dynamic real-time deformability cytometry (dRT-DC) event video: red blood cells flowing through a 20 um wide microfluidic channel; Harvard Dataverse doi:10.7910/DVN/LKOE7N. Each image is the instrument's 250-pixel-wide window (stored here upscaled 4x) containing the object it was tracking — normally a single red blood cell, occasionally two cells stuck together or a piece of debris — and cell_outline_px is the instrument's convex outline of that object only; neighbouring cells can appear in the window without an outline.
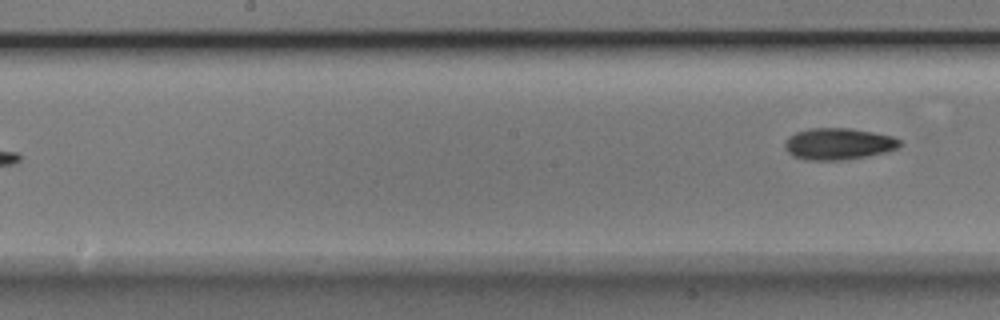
{"species": "Egyptian fruit bat (a non-hibernating species)", "species_latin": "Rousettus aegyptiacus", "temperature_condition": "room temperature", "stored_images_in_passage": 8, "segment_of_instrument_passage": [2, 2], "camera_frame_rate_fps": 3000, "um_per_image_px": 0.085, "animal": {"sex": "male"}, "frame": {"image": 1, "passage_image": 8, "time_ms": 2.333, "image_size_px": [1000, 320], "cell_outline_px": [[904, 144], [896, 148], [884, 152], [864, 156], [840, 160], [808, 160], [792, 156], [784, 148], [784, 144], [788, 136], [796, 132], [812, 128], [852, 128], [892, 136], [900, 140]], "centroid_in_image_um": [71.23, 12.22], "position_along_channel_um": 177.0, "area_um2": 21.1}}